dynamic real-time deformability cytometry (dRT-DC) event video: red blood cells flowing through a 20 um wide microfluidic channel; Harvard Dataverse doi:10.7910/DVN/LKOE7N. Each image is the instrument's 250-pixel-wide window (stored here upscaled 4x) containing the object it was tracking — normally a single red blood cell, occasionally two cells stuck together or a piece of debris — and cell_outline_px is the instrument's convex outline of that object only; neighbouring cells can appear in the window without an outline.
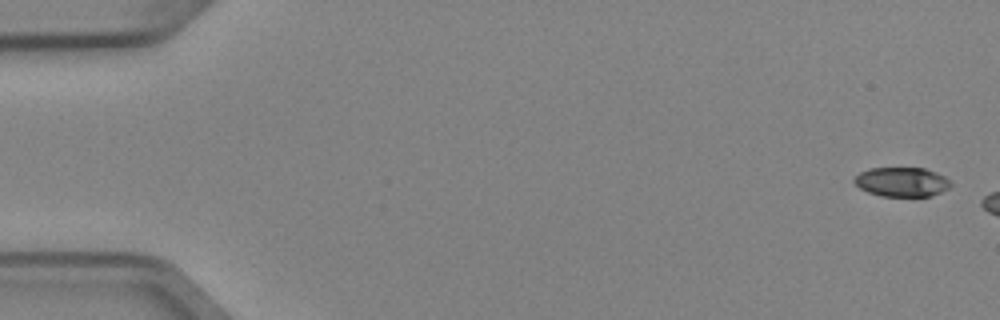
{"species": "Egyptian fruit bat (a non-hibernating species)", "species_latin": "Rousettus aegyptiacus", "temperature_condition": "cold", "stored_images_in_passage": 3, "camera_frame_rate_fps": 3000, "um_per_image_px": 0.085, "animal": {"sex": "female"}, "frame": {"image": 1, "passage_image": 1, "time_ms": 0.0, "image_size_px": [1000, 320], "cell_outline_px": [[952, 184], [948, 188], [932, 196], [880, 196], [868, 192], [860, 188], [852, 180], [860, 172], [868, 168], [924, 168], [936, 172], [944, 176]], "centroid_in_image_um": [76.64, 15.46], "position_along_channel_um": 8.4, "area_um2": 16.47}}